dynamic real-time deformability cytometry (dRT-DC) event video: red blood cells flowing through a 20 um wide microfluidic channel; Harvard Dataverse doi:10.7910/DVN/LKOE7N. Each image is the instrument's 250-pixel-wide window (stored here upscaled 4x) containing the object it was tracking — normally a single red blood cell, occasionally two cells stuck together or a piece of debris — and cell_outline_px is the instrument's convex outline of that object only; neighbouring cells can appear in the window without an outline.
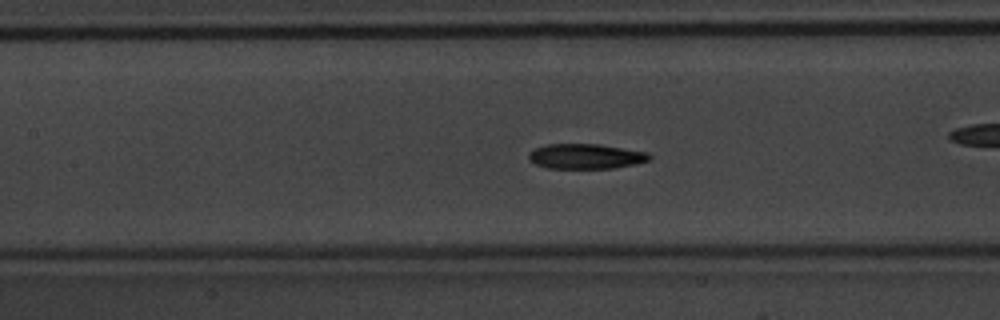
{"species": "common noctule bat (a hibernating species)", "species_latin": "Nyctalus noctula", "temperature_condition": "warm", "stored_images_in_passage": 49, "camera_frame_rate_fps": 3000, "um_per_image_px": 0.085, "animal": {"sex": "male", "body_mass_g": 20.1, "forearm_length_mm": 53.5}, "frame": {"image": 1, "passage_image": 22, "time_ms": 7.0, "image_size_px": [1000, 320], "cell_outline_px": [[652, 156], [648, 160], [636, 164], [616, 168], [548, 168], [536, 164], [528, 160], [528, 156], [536, 148], [548, 144], [600, 144], [648, 152]], "centroid_in_image_um": [49.83, 13.29], "position_along_channel_um": 157.6, "area_um2": 17.57}, "authors_computed_cell_mechanics": {"area_um2": 17.5712, "velocity_mm_per_s": 4.2327, "shape_relaxation_time_tau1_ms": 3.4831, "shape_relaxation_time_tau2_ms": 3.3833, "deformation_change_tau1": 0.1327, "deformation_change_tau2": 0.1133}}